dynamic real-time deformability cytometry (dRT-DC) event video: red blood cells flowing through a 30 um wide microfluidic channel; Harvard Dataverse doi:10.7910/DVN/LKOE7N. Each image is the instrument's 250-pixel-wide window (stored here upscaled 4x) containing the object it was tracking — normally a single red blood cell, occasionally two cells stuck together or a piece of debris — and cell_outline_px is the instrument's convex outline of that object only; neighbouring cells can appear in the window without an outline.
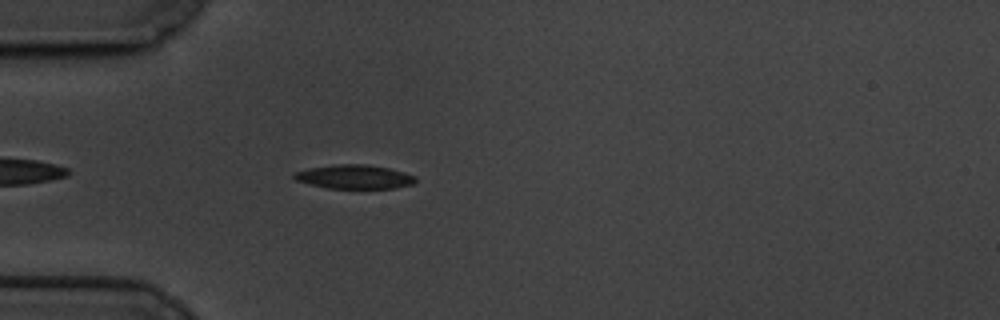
{"species": "common noctule bat (a hibernating species)", "species_latin": "Nyctalus noctula", "temperature_condition": "cold", "stored_images_in_passage": 43, "camera_frame_rate_fps": 3000, "um_per_image_px": 0.085, "animal": {"sex": "male", "body_mass_g": 19.5, "forearm_length_mm": 54.6}, "frame": {"image": 1, "passage_image": 5, "time_ms": 1.333, "image_size_px": [1000, 320], "cell_outline_px": [[416, 180], [412, 184], [392, 188], [328, 188], [296, 180], [292, 176], [292, 172], [308, 168], [332, 164], [368, 164], [388, 168], [404, 172], [416, 176]], "centroid_in_image_um": [30.09, 15.01], "position_along_channel_um": 54.9, "area_um2": 16.94}}
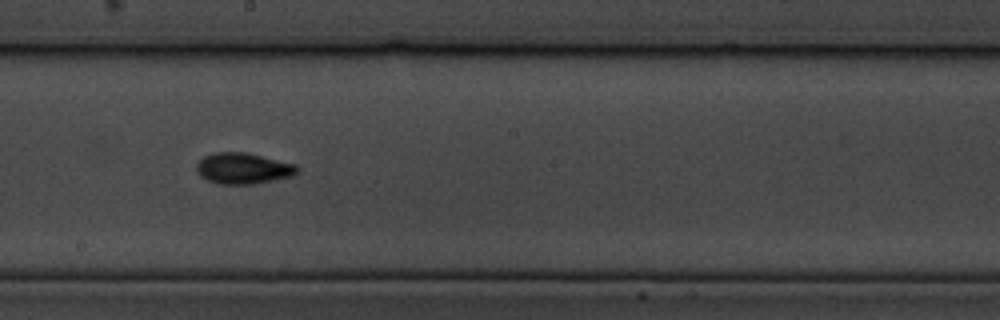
{"frame": {"image": 2, "passage_image": 21, "time_ms": 6.667, "image_size_px": [1000, 320], "cell_outline_px": [[300, 168], [292, 176], [252, 184], [216, 184], [200, 176], [196, 172], [196, 164], [204, 156], [216, 152], [244, 152], [296, 164]], "centroid_in_image_um": [20.64, 14.31], "position_along_channel_um": 227.6, "area_um2": 18.15}}
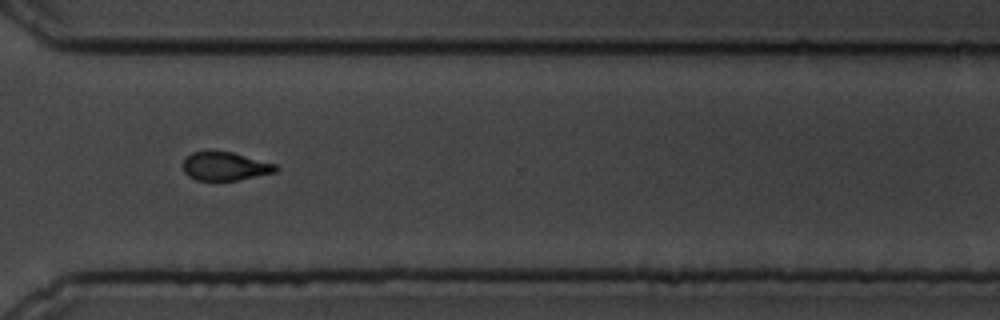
{"frame": {"image": 3, "passage_image": 32, "time_ms": 10.333, "image_size_px": [1000, 320], "cell_outline_px": [[280, 168], [276, 172], [240, 180], [196, 180], [188, 176], [184, 172], [184, 160], [192, 152], [232, 152], [276, 164]], "centroid_in_image_um": [19.17, 14.15], "position_along_channel_um": 351.4, "area_um2": 15.26}, "authors_computed_cell_mechanics": {"area_um2": 16.8198, "velocity_mm_per_s": 3.3811, "shape_relaxation_time_tau1_ms": 2.5009, "shape_relaxation_time_tau2_ms": 4.7888, "deformation_change_tau1": 0.1156, "deformation_change_tau2": 0.1169}}